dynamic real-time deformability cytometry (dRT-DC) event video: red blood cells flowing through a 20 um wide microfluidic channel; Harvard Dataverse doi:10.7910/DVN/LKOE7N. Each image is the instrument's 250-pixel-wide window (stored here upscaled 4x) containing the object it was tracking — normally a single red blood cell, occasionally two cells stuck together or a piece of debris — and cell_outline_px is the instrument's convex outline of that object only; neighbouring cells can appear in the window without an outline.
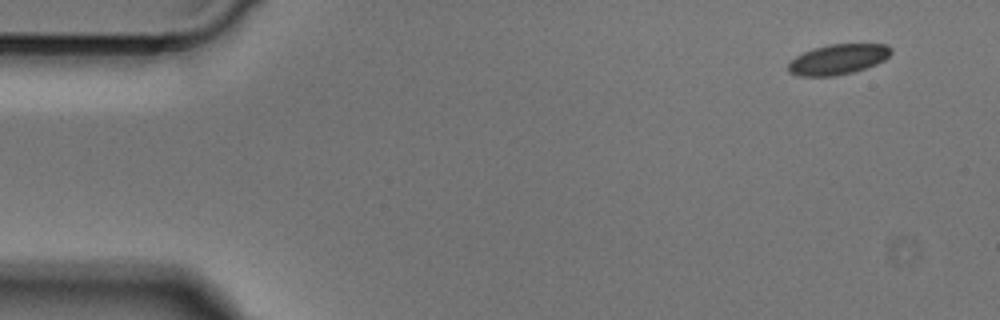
{"species": "Egyptian fruit bat (a non-hibernating species)", "species_latin": "Rousettus aegyptiacus", "temperature_condition": "cold", "stored_images_in_passage": 5, "camera_frame_rate_fps": 3000, "um_per_image_px": 0.085, "animal": {"sex": "male"}, "frame": {"image": 1, "passage_image": 1, "time_ms": 0.0, "image_size_px": [1000, 320], "cell_outline_px": [[892, 52], [884, 60], [876, 64], [852, 72], [836, 76], [800, 76], [788, 72], [788, 64], [796, 56], [812, 48], [828, 44], [888, 44], [892, 48]], "centroid_in_image_um": [71.23, 5.04], "position_along_channel_um": 13.8, "area_um2": 18.15}}
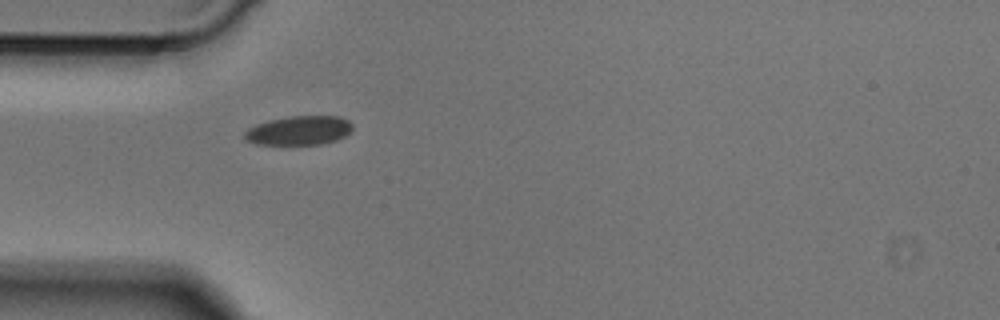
{"frame": {"image": 2, "passage_image": 4, "time_ms": 1.0, "image_size_px": [1000, 320], "cell_outline_px": [[352, 128], [344, 136], [336, 140], [320, 144], [256, 144], [244, 140], [244, 132], [248, 128], [256, 124], [268, 120], [288, 116], [340, 116], [348, 120], [352, 124]], "centroid_in_image_um": [25.38, 11.08], "position_along_channel_um": 59.6, "area_um2": 18.32}}
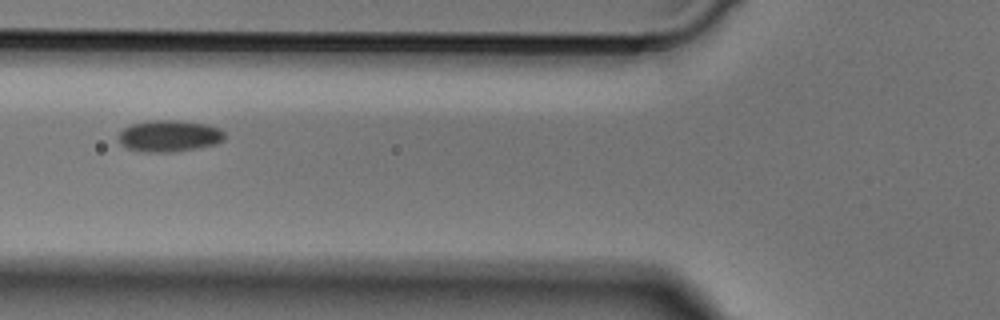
{"frame": {"image": 3, "passage_image": 5, "time_ms": 1.333, "image_size_px": [1000, 320], "cell_outline_px": [[224, 140], [216, 144], [196, 148], [172, 152], [140, 152], [128, 148], [120, 144], [120, 132], [124, 128], [132, 124], [148, 120], [176, 120], [208, 124], [220, 128], [224, 132]], "centroid_in_image_um": [14.4, 11.55], "position_along_channel_um": 111.4, "area_um2": 19.59}}